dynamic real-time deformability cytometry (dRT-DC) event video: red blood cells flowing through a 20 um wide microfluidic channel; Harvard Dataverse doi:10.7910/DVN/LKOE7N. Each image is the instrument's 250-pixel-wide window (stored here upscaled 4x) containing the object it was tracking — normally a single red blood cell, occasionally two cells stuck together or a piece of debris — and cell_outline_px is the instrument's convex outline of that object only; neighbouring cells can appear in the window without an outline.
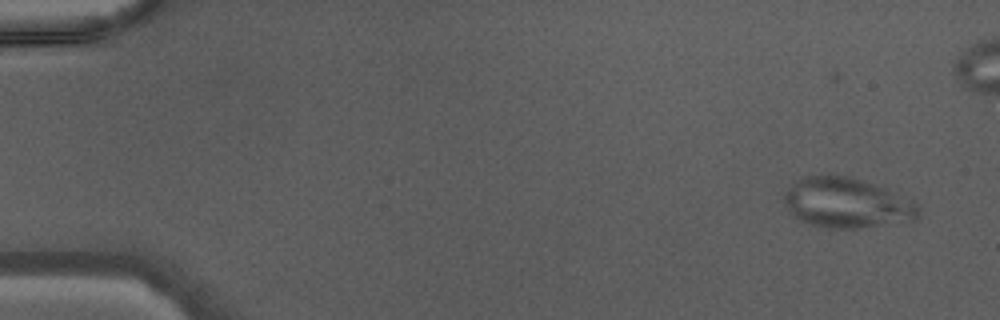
{"species": "Egyptian fruit bat (a non-hibernating species)", "species_latin": "Rousettus aegyptiacus", "temperature_condition": "warm", "stored_images_in_passage": 10, "camera_frame_rate_fps": 3000, "um_per_image_px": 0.085, "animal": {"sex": "male"}, "frame": {"image": 1, "passage_image": 3, "time_ms": 0.667, "image_size_px": [1000, 320], "cell_outline_px": [[920, 216], [912, 220], [860, 228], [828, 228], [812, 224], [800, 220], [788, 212], [784, 200], [784, 192], [796, 180], [804, 176], [848, 176], [912, 196], [916, 200], [920, 208]], "centroid_in_image_um": [72.04, 17.24], "position_along_channel_um": 13.0, "area_um2": 39.54}}